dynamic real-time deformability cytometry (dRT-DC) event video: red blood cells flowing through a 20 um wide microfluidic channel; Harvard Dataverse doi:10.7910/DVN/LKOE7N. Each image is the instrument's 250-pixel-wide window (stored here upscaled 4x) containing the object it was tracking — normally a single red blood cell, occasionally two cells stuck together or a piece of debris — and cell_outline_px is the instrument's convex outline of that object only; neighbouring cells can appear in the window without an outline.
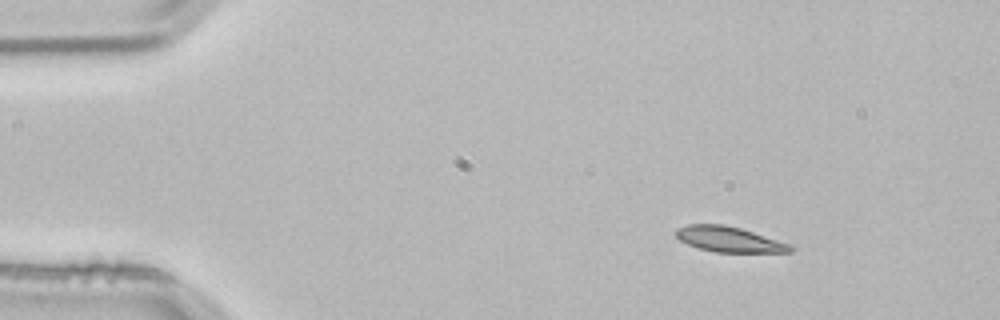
{"species": "common noctule bat (a hibernating species)", "species_latin": "Nyctalus noctula", "temperature_condition": "room temperature", "stored_images_in_passage": 4, "camera_frame_rate_fps": 3000, "um_per_image_px": 0.085, "animal": {"sex": "male", "body_mass_g": 21.5, "forearm_length_mm": 52.0}, "frame": {"image": 1, "passage_image": 1, "time_ms": 0.0, "image_size_px": [1000, 320], "cell_outline_px": [[796, 248], [792, 252], [716, 252], [700, 248], [688, 244], [680, 240], [676, 236], [676, 228], [688, 224], [724, 224], [740, 228], [788, 244]], "centroid_in_image_um": [61.94, 20.34], "position_along_channel_um": 23.1, "area_um2": 16.65}}
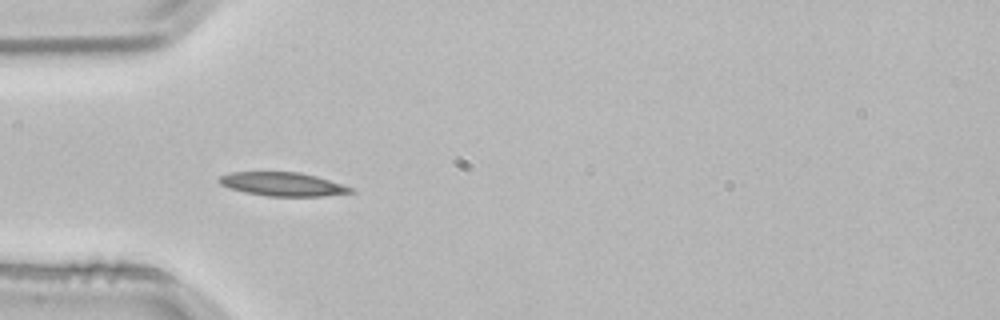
{"frame": {"image": 2, "passage_image": 3, "time_ms": 0.667, "image_size_px": [1000, 320], "cell_outline_px": [[356, 192], [324, 196], [268, 196], [244, 192], [228, 188], [220, 184], [216, 180], [220, 176], [228, 172], [300, 172], [316, 176], [352, 188]], "centroid_in_image_um": [23.97, 15.65], "position_along_channel_um": 61.0, "area_um2": 18.15}}